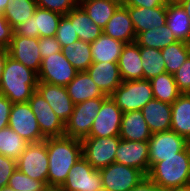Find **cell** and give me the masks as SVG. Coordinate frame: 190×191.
<instances>
[{
  "instance_id": "obj_20",
  "label": "cell",
  "mask_w": 190,
  "mask_h": 191,
  "mask_svg": "<svg viewBox=\"0 0 190 191\" xmlns=\"http://www.w3.org/2000/svg\"><path fill=\"white\" fill-rule=\"evenodd\" d=\"M128 13L136 35L140 32L166 25V6L154 8L128 6Z\"/></svg>"
},
{
  "instance_id": "obj_16",
  "label": "cell",
  "mask_w": 190,
  "mask_h": 191,
  "mask_svg": "<svg viewBox=\"0 0 190 191\" xmlns=\"http://www.w3.org/2000/svg\"><path fill=\"white\" fill-rule=\"evenodd\" d=\"M148 141H129L120 139L115 154V162L139 169L145 176L150 169Z\"/></svg>"
},
{
  "instance_id": "obj_8",
  "label": "cell",
  "mask_w": 190,
  "mask_h": 191,
  "mask_svg": "<svg viewBox=\"0 0 190 191\" xmlns=\"http://www.w3.org/2000/svg\"><path fill=\"white\" fill-rule=\"evenodd\" d=\"M62 16L60 13L37 7L33 16L14 28V35L33 38L53 37Z\"/></svg>"
},
{
  "instance_id": "obj_4",
  "label": "cell",
  "mask_w": 190,
  "mask_h": 191,
  "mask_svg": "<svg viewBox=\"0 0 190 191\" xmlns=\"http://www.w3.org/2000/svg\"><path fill=\"white\" fill-rule=\"evenodd\" d=\"M110 97L123 113L141 110L154 98L150 81L147 79L123 81Z\"/></svg>"
},
{
  "instance_id": "obj_41",
  "label": "cell",
  "mask_w": 190,
  "mask_h": 191,
  "mask_svg": "<svg viewBox=\"0 0 190 191\" xmlns=\"http://www.w3.org/2000/svg\"><path fill=\"white\" fill-rule=\"evenodd\" d=\"M180 93H190V56L173 74Z\"/></svg>"
},
{
  "instance_id": "obj_19",
  "label": "cell",
  "mask_w": 190,
  "mask_h": 191,
  "mask_svg": "<svg viewBox=\"0 0 190 191\" xmlns=\"http://www.w3.org/2000/svg\"><path fill=\"white\" fill-rule=\"evenodd\" d=\"M87 72L106 96H110L123 82L118 63L93 62L87 69Z\"/></svg>"
},
{
  "instance_id": "obj_50",
  "label": "cell",
  "mask_w": 190,
  "mask_h": 191,
  "mask_svg": "<svg viewBox=\"0 0 190 191\" xmlns=\"http://www.w3.org/2000/svg\"><path fill=\"white\" fill-rule=\"evenodd\" d=\"M168 191H190V184L182 186V187L170 189Z\"/></svg>"
},
{
  "instance_id": "obj_14",
  "label": "cell",
  "mask_w": 190,
  "mask_h": 191,
  "mask_svg": "<svg viewBox=\"0 0 190 191\" xmlns=\"http://www.w3.org/2000/svg\"><path fill=\"white\" fill-rule=\"evenodd\" d=\"M45 138L64 136L65 123L55 114L48 102L35 91L28 100Z\"/></svg>"
},
{
  "instance_id": "obj_37",
  "label": "cell",
  "mask_w": 190,
  "mask_h": 191,
  "mask_svg": "<svg viewBox=\"0 0 190 191\" xmlns=\"http://www.w3.org/2000/svg\"><path fill=\"white\" fill-rule=\"evenodd\" d=\"M143 67V79L150 80L160 74L166 73L164 58L160 49L140 47Z\"/></svg>"
},
{
  "instance_id": "obj_51",
  "label": "cell",
  "mask_w": 190,
  "mask_h": 191,
  "mask_svg": "<svg viewBox=\"0 0 190 191\" xmlns=\"http://www.w3.org/2000/svg\"><path fill=\"white\" fill-rule=\"evenodd\" d=\"M7 5H8V0H0V14H3Z\"/></svg>"
},
{
  "instance_id": "obj_46",
  "label": "cell",
  "mask_w": 190,
  "mask_h": 191,
  "mask_svg": "<svg viewBox=\"0 0 190 191\" xmlns=\"http://www.w3.org/2000/svg\"><path fill=\"white\" fill-rule=\"evenodd\" d=\"M122 3L125 6L146 7V8L167 6L165 0H122Z\"/></svg>"
},
{
  "instance_id": "obj_48",
  "label": "cell",
  "mask_w": 190,
  "mask_h": 191,
  "mask_svg": "<svg viewBox=\"0 0 190 191\" xmlns=\"http://www.w3.org/2000/svg\"><path fill=\"white\" fill-rule=\"evenodd\" d=\"M8 55H9L8 49L0 48V83L2 80V74L4 71V66H5L6 60L8 58Z\"/></svg>"
},
{
  "instance_id": "obj_34",
  "label": "cell",
  "mask_w": 190,
  "mask_h": 191,
  "mask_svg": "<svg viewBox=\"0 0 190 191\" xmlns=\"http://www.w3.org/2000/svg\"><path fill=\"white\" fill-rule=\"evenodd\" d=\"M37 7L36 0H8L2 15L13 28H16L33 16Z\"/></svg>"
},
{
  "instance_id": "obj_28",
  "label": "cell",
  "mask_w": 190,
  "mask_h": 191,
  "mask_svg": "<svg viewBox=\"0 0 190 191\" xmlns=\"http://www.w3.org/2000/svg\"><path fill=\"white\" fill-rule=\"evenodd\" d=\"M65 16L71 23H74V29L79 40L92 43L103 33V29L95 24L79 5L70 10Z\"/></svg>"
},
{
  "instance_id": "obj_55",
  "label": "cell",
  "mask_w": 190,
  "mask_h": 191,
  "mask_svg": "<svg viewBox=\"0 0 190 191\" xmlns=\"http://www.w3.org/2000/svg\"><path fill=\"white\" fill-rule=\"evenodd\" d=\"M99 191H111V190H108V189L102 187Z\"/></svg>"
},
{
  "instance_id": "obj_47",
  "label": "cell",
  "mask_w": 190,
  "mask_h": 191,
  "mask_svg": "<svg viewBox=\"0 0 190 191\" xmlns=\"http://www.w3.org/2000/svg\"><path fill=\"white\" fill-rule=\"evenodd\" d=\"M129 191H163L156 183L145 176L137 185Z\"/></svg>"
},
{
  "instance_id": "obj_13",
  "label": "cell",
  "mask_w": 190,
  "mask_h": 191,
  "mask_svg": "<svg viewBox=\"0 0 190 191\" xmlns=\"http://www.w3.org/2000/svg\"><path fill=\"white\" fill-rule=\"evenodd\" d=\"M148 143L150 167L154 163L162 161V158L177 156L178 152L183 151L190 144L172 130L153 133Z\"/></svg>"
},
{
  "instance_id": "obj_54",
  "label": "cell",
  "mask_w": 190,
  "mask_h": 191,
  "mask_svg": "<svg viewBox=\"0 0 190 191\" xmlns=\"http://www.w3.org/2000/svg\"><path fill=\"white\" fill-rule=\"evenodd\" d=\"M0 191H16V190H14L12 187L5 186L3 188H0Z\"/></svg>"
},
{
  "instance_id": "obj_38",
  "label": "cell",
  "mask_w": 190,
  "mask_h": 191,
  "mask_svg": "<svg viewBox=\"0 0 190 191\" xmlns=\"http://www.w3.org/2000/svg\"><path fill=\"white\" fill-rule=\"evenodd\" d=\"M8 186L16 191H44L48 187L43 181L30 178L18 168L10 177Z\"/></svg>"
},
{
  "instance_id": "obj_39",
  "label": "cell",
  "mask_w": 190,
  "mask_h": 191,
  "mask_svg": "<svg viewBox=\"0 0 190 191\" xmlns=\"http://www.w3.org/2000/svg\"><path fill=\"white\" fill-rule=\"evenodd\" d=\"M55 37L61 44V47L68 46L69 44L79 40V37L74 29V23L63 15L59 21Z\"/></svg>"
},
{
  "instance_id": "obj_26",
  "label": "cell",
  "mask_w": 190,
  "mask_h": 191,
  "mask_svg": "<svg viewBox=\"0 0 190 191\" xmlns=\"http://www.w3.org/2000/svg\"><path fill=\"white\" fill-rule=\"evenodd\" d=\"M171 109V130L190 142V93H181Z\"/></svg>"
},
{
  "instance_id": "obj_10",
  "label": "cell",
  "mask_w": 190,
  "mask_h": 191,
  "mask_svg": "<svg viewBox=\"0 0 190 191\" xmlns=\"http://www.w3.org/2000/svg\"><path fill=\"white\" fill-rule=\"evenodd\" d=\"M8 126L28 143H37L46 139L28 102L12 105Z\"/></svg>"
},
{
  "instance_id": "obj_27",
  "label": "cell",
  "mask_w": 190,
  "mask_h": 191,
  "mask_svg": "<svg viewBox=\"0 0 190 191\" xmlns=\"http://www.w3.org/2000/svg\"><path fill=\"white\" fill-rule=\"evenodd\" d=\"M125 43L102 33L91 43L92 62L118 63Z\"/></svg>"
},
{
  "instance_id": "obj_23",
  "label": "cell",
  "mask_w": 190,
  "mask_h": 191,
  "mask_svg": "<svg viewBox=\"0 0 190 191\" xmlns=\"http://www.w3.org/2000/svg\"><path fill=\"white\" fill-rule=\"evenodd\" d=\"M118 67L123 81L143 79L140 46L136 42L124 45L119 57Z\"/></svg>"
},
{
  "instance_id": "obj_25",
  "label": "cell",
  "mask_w": 190,
  "mask_h": 191,
  "mask_svg": "<svg viewBox=\"0 0 190 191\" xmlns=\"http://www.w3.org/2000/svg\"><path fill=\"white\" fill-rule=\"evenodd\" d=\"M65 87L74 104L98 97H108L102 93L87 71L77 72Z\"/></svg>"
},
{
  "instance_id": "obj_36",
  "label": "cell",
  "mask_w": 190,
  "mask_h": 191,
  "mask_svg": "<svg viewBox=\"0 0 190 191\" xmlns=\"http://www.w3.org/2000/svg\"><path fill=\"white\" fill-rule=\"evenodd\" d=\"M28 144L9 126L0 130V154L17 160Z\"/></svg>"
},
{
  "instance_id": "obj_31",
  "label": "cell",
  "mask_w": 190,
  "mask_h": 191,
  "mask_svg": "<svg viewBox=\"0 0 190 191\" xmlns=\"http://www.w3.org/2000/svg\"><path fill=\"white\" fill-rule=\"evenodd\" d=\"M178 40L167 25L153 28L145 32H140L136 35V43L140 47H148L155 49H164Z\"/></svg>"
},
{
  "instance_id": "obj_52",
  "label": "cell",
  "mask_w": 190,
  "mask_h": 191,
  "mask_svg": "<svg viewBox=\"0 0 190 191\" xmlns=\"http://www.w3.org/2000/svg\"><path fill=\"white\" fill-rule=\"evenodd\" d=\"M183 0H165L166 4H177L182 2Z\"/></svg>"
},
{
  "instance_id": "obj_11",
  "label": "cell",
  "mask_w": 190,
  "mask_h": 191,
  "mask_svg": "<svg viewBox=\"0 0 190 191\" xmlns=\"http://www.w3.org/2000/svg\"><path fill=\"white\" fill-rule=\"evenodd\" d=\"M77 72L73 65L64 57L62 51L57 52L42 59L38 73V82L65 87L76 76Z\"/></svg>"
},
{
  "instance_id": "obj_9",
  "label": "cell",
  "mask_w": 190,
  "mask_h": 191,
  "mask_svg": "<svg viewBox=\"0 0 190 191\" xmlns=\"http://www.w3.org/2000/svg\"><path fill=\"white\" fill-rule=\"evenodd\" d=\"M102 178L99 170H95L82 156L70 169L61 191H99Z\"/></svg>"
},
{
  "instance_id": "obj_6",
  "label": "cell",
  "mask_w": 190,
  "mask_h": 191,
  "mask_svg": "<svg viewBox=\"0 0 190 191\" xmlns=\"http://www.w3.org/2000/svg\"><path fill=\"white\" fill-rule=\"evenodd\" d=\"M119 136L87 137L82 142V156L95 170H100L115 162Z\"/></svg>"
},
{
  "instance_id": "obj_2",
  "label": "cell",
  "mask_w": 190,
  "mask_h": 191,
  "mask_svg": "<svg viewBox=\"0 0 190 191\" xmlns=\"http://www.w3.org/2000/svg\"><path fill=\"white\" fill-rule=\"evenodd\" d=\"M37 84L38 74L8 55L0 83V94L13 104L28 102L36 91Z\"/></svg>"
},
{
  "instance_id": "obj_29",
  "label": "cell",
  "mask_w": 190,
  "mask_h": 191,
  "mask_svg": "<svg viewBox=\"0 0 190 191\" xmlns=\"http://www.w3.org/2000/svg\"><path fill=\"white\" fill-rule=\"evenodd\" d=\"M121 4L122 0H85L78 3L91 20L102 29Z\"/></svg>"
},
{
  "instance_id": "obj_32",
  "label": "cell",
  "mask_w": 190,
  "mask_h": 191,
  "mask_svg": "<svg viewBox=\"0 0 190 191\" xmlns=\"http://www.w3.org/2000/svg\"><path fill=\"white\" fill-rule=\"evenodd\" d=\"M64 57L78 71H87L92 62L91 43L77 40L62 47Z\"/></svg>"
},
{
  "instance_id": "obj_30",
  "label": "cell",
  "mask_w": 190,
  "mask_h": 191,
  "mask_svg": "<svg viewBox=\"0 0 190 191\" xmlns=\"http://www.w3.org/2000/svg\"><path fill=\"white\" fill-rule=\"evenodd\" d=\"M167 27L173 32L178 41L190 44V19L183 7L177 4H167Z\"/></svg>"
},
{
  "instance_id": "obj_43",
  "label": "cell",
  "mask_w": 190,
  "mask_h": 191,
  "mask_svg": "<svg viewBox=\"0 0 190 191\" xmlns=\"http://www.w3.org/2000/svg\"><path fill=\"white\" fill-rule=\"evenodd\" d=\"M39 51L41 53L42 59L48 57L57 52L62 51L61 44L58 42L55 36L53 37H40L39 38Z\"/></svg>"
},
{
  "instance_id": "obj_15",
  "label": "cell",
  "mask_w": 190,
  "mask_h": 191,
  "mask_svg": "<svg viewBox=\"0 0 190 191\" xmlns=\"http://www.w3.org/2000/svg\"><path fill=\"white\" fill-rule=\"evenodd\" d=\"M122 110L108 96L93 121L89 137L119 136L122 121Z\"/></svg>"
},
{
  "instance_id": "obj_17",
  "label": "cell",
  "mask_w": 190,
  "mask_h": 191,
  "mask_svg": "<svg viewBox=\"0 0 190 191\" xmlns=\"http://www.w3.org/2000/svg\"><path fill=\"white\" fill-rule=\"evenodd\" d=\"M39 38L13 35L8 47L9 56L27 68L39 73L42 56L39 51Z\"/></svg>"
},
{
  "instance_id": "obj_21",
  "label": "cell",
  "mask_w": 190,
  "mask_h": 191,
  "mask_svg": "<svg viewBox=\"0 0 190 191\" xmlns=\"http://www.w3.org/2000/svg\"><path fill=\"white\" fill-rule=\"evenodd\" d=\"M103 33L125 44L136 41V33L128 13V6L122 3L117 8L103 29Z\"/></svg>"
},
{
  "instance_id": "obj_44",
  "label": "cell",
  "mask_w": 190,
  "mask_h": 191,
  "mask_svg": "<svg viewBox=\"0 0 190 191\" xmlns=\"http://www.w3.org/2000/svg\"><path fill=\"white\" fill-rule=\"evenodd\" d=\"M14 35V28L0 14V48L8 49Z\"/></svg>"
},
{
  "instance_id": "obj_24",
  "label": "cell",
  "mask_w": 190,
  "mask_h": 191,
  "mask_svg": "<svg viewBox=\"0 0 190 191\" xmlns=\"http://www.w3.org/2000/svg\"><path fill=\"white\" fill-rule=\"evenodd\" d=\"M152 133L145 121L142 111L124 112L119 137L129 141H149Z\"/></svg>"
},
{
  "instance_id": "obj_22",
  "label": "cell",
  "mask_w": 190,
  "mask_h": 191,
  "mask_svg": "<svg viewBox=\"0 0 190 191\" xmlns=\"http://www.w3.org/2000/svg\"><path fill=\"white\" fill-rule=\"evenodd\" d=\"M141 111L152 134L171 130V104L153 98Z\"/></svg>"
},
{
  "instance_id": "obj_7",
  "label": "cell",
  "mask_w": 190,
  "mask_h": 191,
  "mask_svg": "<svg viewBox=\"0 0 190 191\" xmlns=\"http://www.w3.org/2000/svg\"><path fill=\"white\" fill-rule=\"evenodd\" d=\"M17 168L30 178L43 181L47 185L49 159L46 139L29 143L17 159Z\"/></svg>"
},
{
  "instance_id": "obj_45",
  "label": "cell",
  "mask_w": 190,
  "mask_h": 191,
  "mask_svg": "<svg viewBox=\"0 0 190 191\" xmlns=\"http://www.w3.org/2000/svg\"><path fill=\"white\" fill-rule=\"evenodd\" d=\"M12 105L6 96L0 94V130L8 126Z\"/></svg>"
},
{
  "instance_id": "obj_5",
  "label": "cell",
  "mask_w": 190,
  "mask_h": 191,
  "mask_svg": "<svg viewBox=\"0 0 190 191\" xmlns=\"http://www.w3.org/2000/svg\"><path fill=\"white\" fill-rule=\"evenodd\" d=\"M106 98L98 97L75 104L73 113L65 122L64 135L81 141L89 137L93 121Z\"/></svg>"
},
{
  "instance_id": "obj_53",
  "label": "cell",
  "mask_w": 190,
  "mask_h": 191,
  "mask_svg": "<svg viewBox=\"0 0 190 191\" xmlns=\"http://www.w3.org/2000/svg\"><path fill=\"white\" fill-rule=\"evenodd\" d=\"M44 191H61L60 187H47Z\"/></svg>"
},
{
  "instance_id": "obj_42",
  "label": "cell",
  "mask_w": 190,
  "mask_h": 191,
  "mask_svg": "<svg viewBox=\"0 0 190 191\" xmlns=\"http://www.w3.org/2000/svg\"><path fill=\"white\" fill-rule=\"evenodd\" d=\"M17 169V160L0 154V188L8 186L9 179Z\"/></svg>"
},
{
  "instance_id": "obj_35",
  "label": "cell",
  "mask_w": 190,
  "mask_h": 191,
  "mask_svg": "<svg viewBox=\"0 0 190 191\" xmlns=\"http://www.w3.org/2000/svg\"><path fill=\"white\" fill-rule=\"evenodd\" d=\"M164 58L166 72L174 74L190 56V44L177 41L161 50Z\"/></svg>"
},
{
  "instance_id": "obj_49",
  "label": "cell",
  "mask_w": 190,
  "mask_h": 191,
  "mask_svg": "<svg viewBox=\"0 0 190 191\" xmlns=\"http://www.w3.org/2000/svg\"><path fill=\"white\" fill-rule=\"evenodd\" d=\"M179 4L183 7L184 11L186 12V14L190 19V0H183Z\"/></svg>"
},
{
  "instance_id": "obj_40",
  "label": "cell",
  "mask_w": 190,
  "mask_h": 191,
  "mask_svg": "<svg viewBox=\"0 0 190 191\" xmlns=\"http://www.w3.org/2000/svg\"><path fill=\"white\" fill-rule=\"evenodd\" d=\"M38 7L66 15L78 5L77 0H36Z\"/></svg>"
},
{
  "instance_id": "obj_33",
  "label": "cell",
  "mask_w": 190,
  "mask_h": 191,
  "mask_svg": "<svg viewBox=\"0 0 190 191\" xmlns=\"http://www.w3.org/2000/svg\"><path fill=\"white\" fill-rule=\"evenodd\" d=\"M153 97L164 103L172 104L181 94L174 80V75L163 73L149 80Z\"/></svg>"
},
{
  "instance_id": "obj_1",
  "label": "cell",
  "mask_w": 190,
  "mask_h": 191,
  "mask_svg": "<svg viewBox=\"0 0 190 191\" xmlns=\"http://www.w3.org/2000/svg\"><path fill=\"white\" fill-rule=\"evenodd\" d=\"M48 187H61L76 161L82 157V142L68 136L48 137Z\"/></svg>"
},
{
  "instance_id": "obj_3",
  "label": "cell",
  "mask_w": 190,
  "mask_h": 191,
  "mask_svg": "<svg viewBox=\"0 0 190 191\" xmlns=\"http://www.w3.org/2000/svg\"><path fill=\"white\" fill-rule=\"evenodd\" d=\"M146 176L163 191L190 184V144L177 156L154 163Z\"/></svg>"
},
{
  "instance_id": "obj_12",
  "label": "cell",
  "mask_w": 190,
  "mask_h": 191,
  "mask_svg": "<svg viewBox=\"0 0 190 191\" xmlns=\"http://www.w3.org/2000/svg\"><path fill=\"white\" fill-rule=\"evenodd\" d=\"M99 171L102 187L111 191H129L145 177L139 169L116 162Z\"/></svg>"
},
{
  "instance_id": "obj_18",
  "label": "cell",
  "mask_w": 190,
  "mask_h": 191,
  "mask_svg": "<svg viewBox=\"0 0 190 191\" xmlns=\"http://www.w3.org/2000/svg\"><path fill=\"white\" fill-rule=\"evenodd\" d=\"M36 91L48 102L55 114L65 123L73 113L74 103L64 86L38 82Z\"/></svg>"
}]
</instances>
